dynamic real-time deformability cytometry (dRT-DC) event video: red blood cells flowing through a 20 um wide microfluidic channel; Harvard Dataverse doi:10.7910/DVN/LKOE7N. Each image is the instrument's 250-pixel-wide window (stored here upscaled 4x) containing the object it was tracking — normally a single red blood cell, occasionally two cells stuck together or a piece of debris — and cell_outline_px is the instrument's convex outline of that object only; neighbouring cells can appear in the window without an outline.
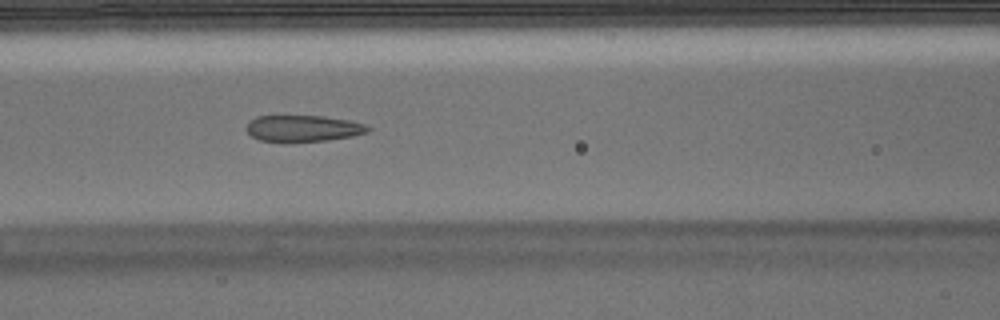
{"species": "Egyptian fruit bat (a non-hibernating species)", "species_latin": "Rousettus aegyptiacus", "temperature_condition": "warm", "stored_images_in_passage": 51, "camera_frame_rate_fps": 3000, "um_per_image_px": 0.085, "animal": {"sex": "male"}, "frame": {"image": 1, "passage_image": 21, "time_ms": 6.667, "image_size_px": [1000, 320], "cell_outline_px": [[372, 128], [368, 132], [352, 136], [328, 140], [260, 140], [252, 136], [244, 128], [256, 116], [324, 116], [348, 120], [364, 124]], "centroid_in_image_um": [25.8, 10.89], "position_along_channel_um": 140.8, "area_um2": 18.15}}
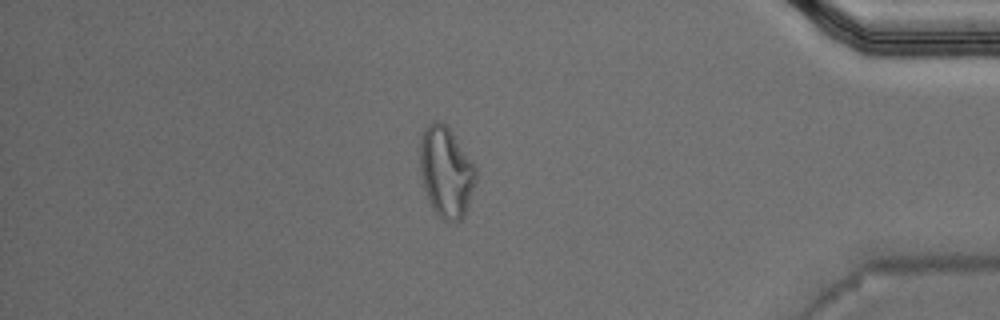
{"frame": {"image": 2, "passage_image": 44, "time_ms": 14.333, "image_size_px": [1000, 320], "cell_outline_px": [[476, 176], [468, 204], [464, 216], [460, 220], [444, 220], [432, 208], [428, 200], [424, 188], [420, 168], [420, 140], [424, 128], [432, 120], [440, 120], [448, 128], [476, 164]], "centroid_in_image_um": [37.91, 14.57], "position_along_channel_um": 397.3, "area_um2": 29.3}}
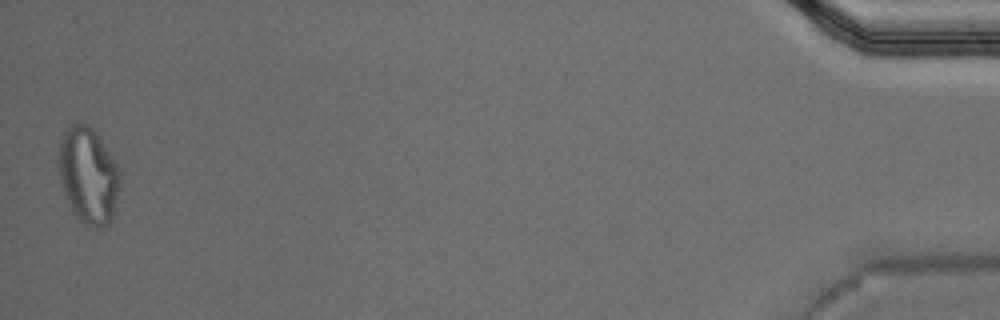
{"frame": {"image": 3, "passage_image": 51, "time_ms": 16.667, "image_size_px": [1000, 320], "cell_outline_px": [[120, 188], [112, 216], [108, 224], [96, 228], [88, 228], [72, 212], [64, 196], [60, 180], [60, 140], [64, 132], [68, 128], [76, 124], [88, 124], [100, 136], [120, 168]], "centroid_in_image_um": [7.53, 14.94], "position_along_channel_um": 427.7, "area_um2": 34.51}, "authors_computed_cell_mechanics": {"area_um2": 21.7906, "velocity_mm_per_s": 3.8267, "shape_relaxation_time_tau1_ms": null, "shape_relaxation_time_tau2_ms": 1.4129, "deformation_change_tau1": null, "deformation_change_tau2": 0.0819}}